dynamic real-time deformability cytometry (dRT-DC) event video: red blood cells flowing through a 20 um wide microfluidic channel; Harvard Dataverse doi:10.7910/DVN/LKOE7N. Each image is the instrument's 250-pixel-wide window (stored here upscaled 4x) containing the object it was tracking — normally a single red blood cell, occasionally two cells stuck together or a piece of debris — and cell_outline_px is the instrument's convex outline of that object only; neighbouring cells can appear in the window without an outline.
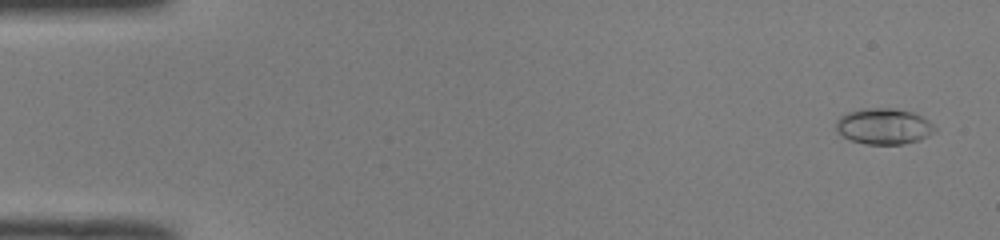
{"species": "common noctule bat (a hibernating species)", "species_latin": "Nyctalus noctula", "temperature_condition": "room temperature", "stored_images_in_passage": 52, "camera_frame_rate_fps": 3000, "um_per_image_px": 0.085, "animal": {"sex": "male", "body_mass_g": 19.0, "forearm_length_mm": 50.8}, "frame": {"image": 1, "passage_image": 3, "time_ms": 0.667, "image_size_px": [1000, 240], "cell_outline_px": [[936, 132], [920, 140], [904, 144], [864, 144], [852, 140], [836, 132], [836, 120], [840, 116], [848, 112], [860, 108], [896, 108], [912, 112], [928, 120], [936, 128]], "centroid_in_image_um": [75.12, 10.73], "position_along_channel_um": 9.9, "area_um2": 20.87}}
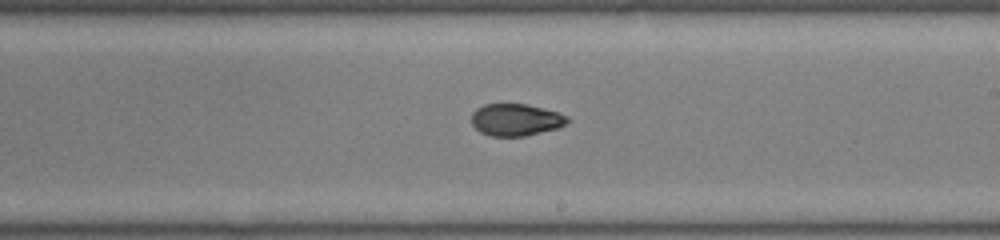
{"frame": {"image": 2, "passage_image": 31, "time_ms": 10.0, "image_size_px": [1000, 240], "cell_outline_px": [[568, 124], [560, 128], [524, 136], [492, 136], [480, 132], [472, 124], [472, 112], [476, 108], [484, 104], [524, 104], [556, 112], [568, 116]], "centroid_in_image_um": [43.84, 10.19], "position_along_channel_um": 245.2, "area_um2": 17.86}}
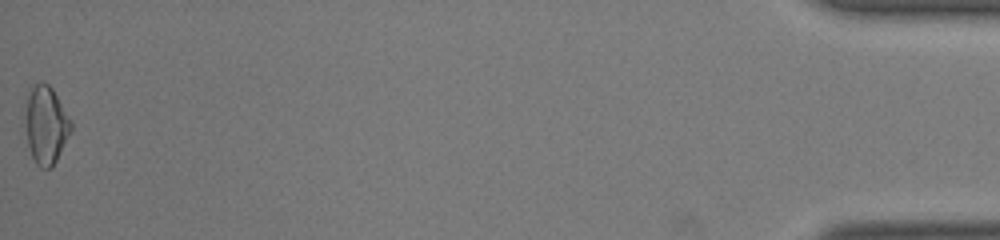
{"frame": {"image": 3, "passage_image": 52, "time_ms": 17.0, "image_size_px": [1000, 240], "cell_outline_px": [[72, 132], [52, 168], [40, 168], [36, 164], [32, 156], [28, 144], [24, 116], [28, 88], [36, 84], [48, 84], [52, 88], [72, 120]], "centroid_in_image_um": [3.91, 10.63], "position_along_channel_um": 431.3, "area_um2": 21.04}, "authors_computed_cell_mechanics": {"area_um2": 18.9584, "velocity_mm_per_s": 4.0234, "shape_relaxation_time_tau1_ms": null, "shape_relaxation_time_tau2_ms": 3.7456, "deformation_change_tau1": null, "deformation_change_tau2": 0.0815}}